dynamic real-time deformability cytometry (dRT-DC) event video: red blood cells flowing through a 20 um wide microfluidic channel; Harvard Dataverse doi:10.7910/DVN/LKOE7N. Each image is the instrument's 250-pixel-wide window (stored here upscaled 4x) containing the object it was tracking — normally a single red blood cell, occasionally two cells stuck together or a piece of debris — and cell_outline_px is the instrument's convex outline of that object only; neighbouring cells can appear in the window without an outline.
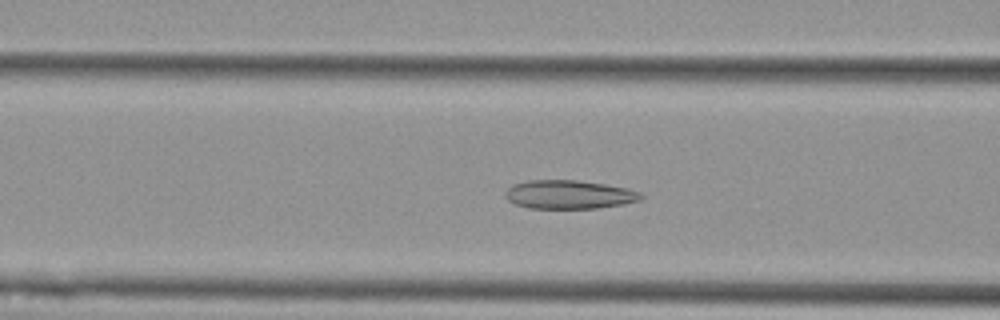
{"species": "Egyptian fruit bat (a non-hibernating species)", "species_latin": "Rousettus aegyptiacus", "temperature_condition": "cold", "stored_images_in_passage": 51, "camera_frame_rate_fps": 3000, "um_per_image_px": 0.085, "animal": {"sex": "female"}, "frame": {"image": 1, "passage_image": 17, "time_ms": 5.333, "image_size_px": [1000, 320], "cell_outline_px": [[644, 196], [640, 200], [624, 204], [600, 208], [528, 208], [516, 204], [508, 200], [504, 196], [504, 192], [512, 184], [528, 180], [576, 180], [604, 184], [628, 188], [640, 192]], "centroid_in_image_um": [48.37, 16.53], "position_along_channel_um": 118.2, "area_um2": 22.77}}
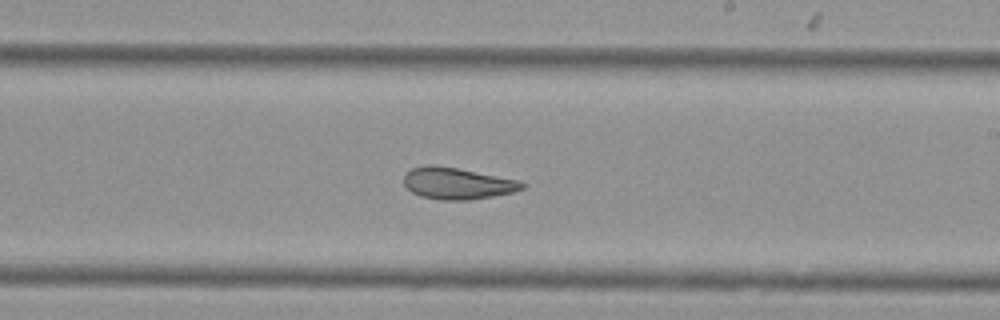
{"frame": {"image": 2, "passage_image": 28, "time_ms": 9.0, "image_size_px": [1000, 320], "cell_outline_px": [[524, 188], [512, 192], [492, 196], [468, 200], [440, 200], [420, 196], [412, 192], [404, 184], [404, 176], [412, 168], [428, 164], [436, 164], [520, 180], [524, 184]], "centroid_in_image_um": [38.85, 15.58], "position_along_channel_um": 250.1, "area_um2": 21.73}}
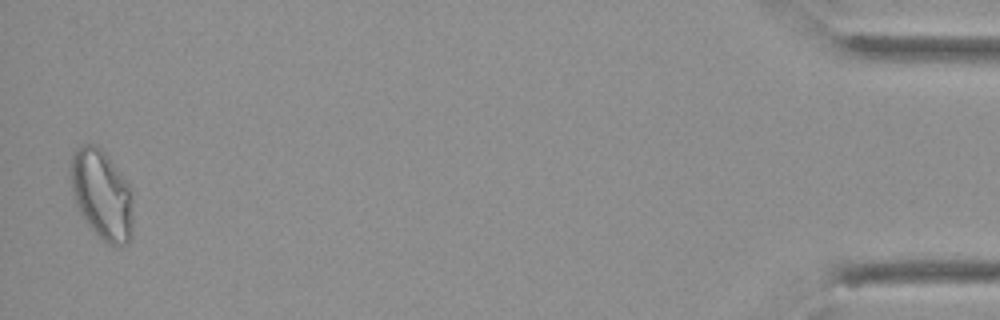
{"frame": {"image": 3, "passage_image": 50, "time_ms": 16.333, "image_size_px": [1000, 320], "cell_outline_px": [[132, 236], [128, 244], [108, 244], [84, 220], [76, 204], [72, 192], [68, 176], [72, 152], [76, 148], [84, 144], [96, 144], [108, 156], [128, 184], [132, 200]], "centroid_in_image_um": [8.61, 16.5], "position_along_channel_um": 426.6, "area_um2": 32.6}, "authors_computed_cell_mechanics": {"area_um2": 24.9696, "velocity_mm_per_s": 3.609, "shape_relaxation_time_tau1_ms": null, "shape_relaxation_time_tau2_ms": 2.333, "deformation_change_tau1": null, "deformation_change_tau2": 0.0896}}